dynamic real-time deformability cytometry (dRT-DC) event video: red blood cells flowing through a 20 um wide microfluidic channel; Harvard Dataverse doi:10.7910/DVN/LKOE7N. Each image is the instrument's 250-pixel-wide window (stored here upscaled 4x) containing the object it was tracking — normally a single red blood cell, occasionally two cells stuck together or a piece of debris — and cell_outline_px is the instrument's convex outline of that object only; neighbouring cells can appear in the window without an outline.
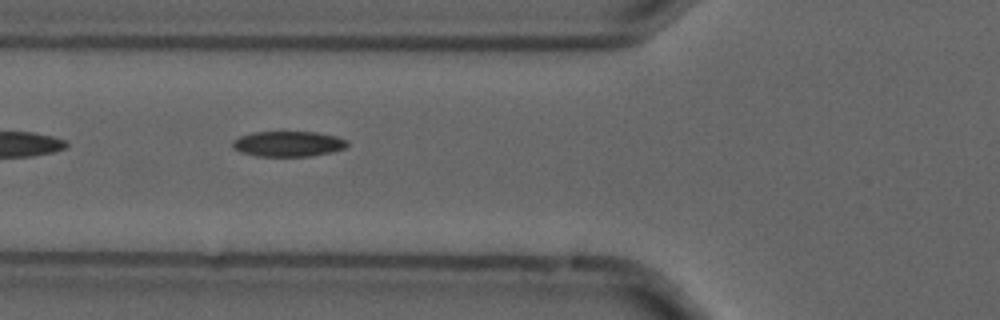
{"species": "common noctule bat (a hibernating species)", "species_latin": "Nyctalus noctula", "temperature_condition": "cold", "stored_images_in_passage": 5, "camera_frame_rate_fps": 3000, "um_per_image_px": 0.085, "animal": {"sex": "male", "forearm_length_mm": 52.5}, "frame": {"image": 1, "passage_image": 4, "time_ms": 1.0, "image_size_px": [1000, 320], "cell_outline_px": [[348, 144], [344, 148], [332, 152], [312, 156], [256, 156], [240, 152], [232, 148], [232, 140], [240, 136], [252, 132], [316, 132], [336, 136], [348, 140]], "centroid_in_image_um": [24.48, 12.23], "position_along_channel_um": 101.3, "area_um2": 17.11}}